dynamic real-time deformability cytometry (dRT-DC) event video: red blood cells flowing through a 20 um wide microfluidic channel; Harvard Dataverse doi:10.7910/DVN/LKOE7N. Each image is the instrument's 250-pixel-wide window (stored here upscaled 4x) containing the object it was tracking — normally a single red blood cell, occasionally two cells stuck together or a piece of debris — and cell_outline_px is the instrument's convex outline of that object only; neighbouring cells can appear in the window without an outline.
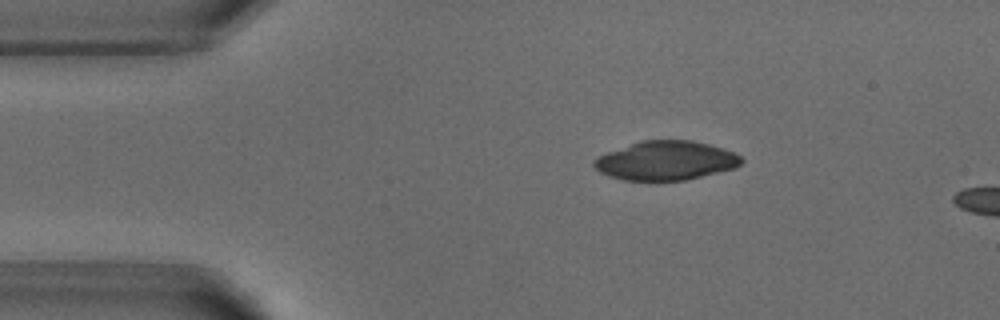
{"species": "common noctule bat (a hibernating species)", "species_latin": "Nyctalus noctula", "temperature_condition": "warm", "stored_images_in_passage": 2, "camera_frame_rate_fps": 3000, "um_per_image_px": 0.085, "animal": {"sex": "male", "body_mass_g": 18.8}, "frame": {"image": 1, "passage_image": 1, "time_ms": 0.0, "image_size_px": [1000, 320], "cell_outline_px": [[744, 160], [736, 168], [684, 180], [624, 180], [608, 176], [600, 172], [592, 164], [592, 160], [596, 156], [640, 140], [692, 140], [708, 144], [732, 152], [740, 156]], "centroid_in_image_um": [56.56, 13.65], "position_along_channel_um": 28.4, "area_um2": 33.47}}